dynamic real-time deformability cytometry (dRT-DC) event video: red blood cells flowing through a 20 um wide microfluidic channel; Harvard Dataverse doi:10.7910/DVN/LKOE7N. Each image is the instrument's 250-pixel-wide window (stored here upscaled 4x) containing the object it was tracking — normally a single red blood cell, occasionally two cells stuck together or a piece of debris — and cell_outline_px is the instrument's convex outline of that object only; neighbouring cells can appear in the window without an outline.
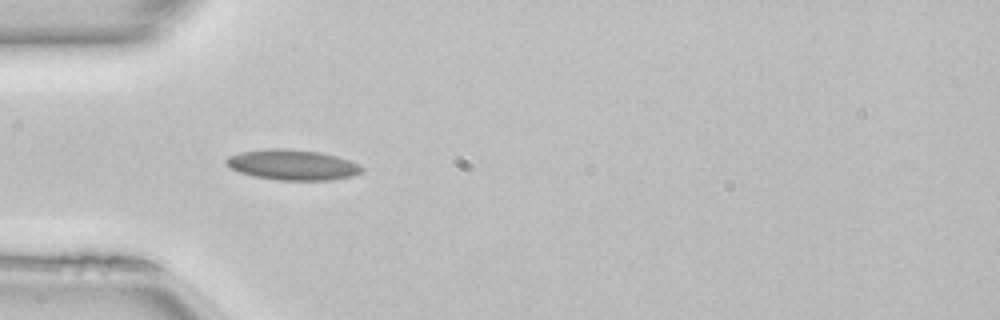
{"species": "common noctule bat (a hibernating species)", "species_latin": "Nyctalus noctula", "temperature_condition": "room temperature", "stored_images_in_passage": 36, "camera_frame_rate_fps": 3000, "um_per_image_px": 0.085, "animal": {"sex": "female", "body_mass_g": 22.7, "forearm_length_mm": 54.2}, "frame": {"image": 1, "passage_image": 1, "time_ms": 0.0, "image_size_px": [1000, 320], "cell_outline_px": [[364, 172], [352, 176], [332, 180], [276, 180], [256, 176], [240, 172], [232, 168], [224, 160], [228, 156], [240, 152], [268, 148], [288, 148], [320, 152], [336, 156], [360, 164], [364, 168]], "centroid_in_image_um": [24.9, 14.0], "position_along_channel_um": 60.1, "area_um2": 24.1}}
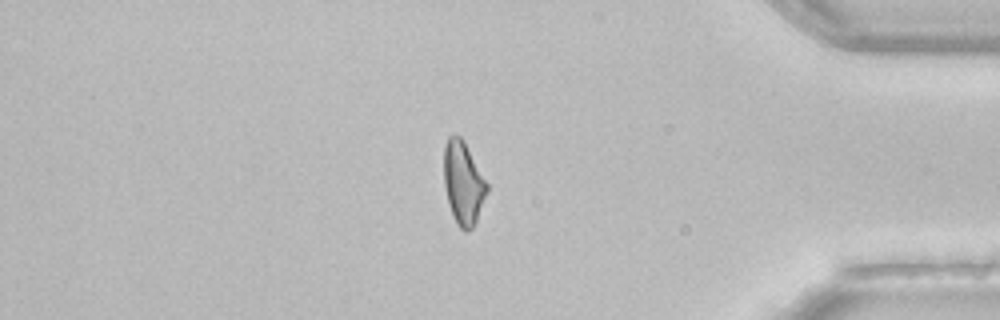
{"frame": {"image": 2, "passage_image": 28, "time_ms": 9.0, "image_size_px": [1000, 320], "cell_outline_px": [[488, 192], [476, 220], [472, 228], [468, 232], [464, 232], [456, 224], [448, 204], [444, 184], [444, 144], [448, 136], [460, 136], [464, 140], [488, 184]], "centroid_in_image_um": [39.37, 15.56], "position_along_channel_um": 395.8, "area_um2": 20.92}}
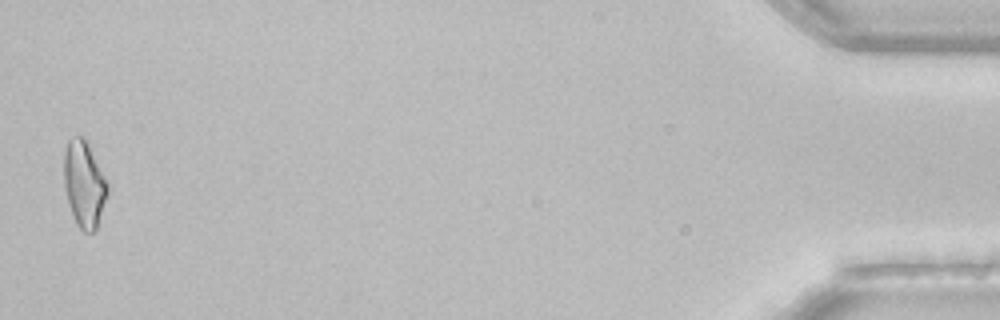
{"frame": {"image": 3, "passage_image": 35, "time_ms": 11.333, "image_size_px": [1000, 320], "cell_outline_px": [[108, 192], [96, 228], [92, 232], [84, 232], [76, 224], [68, 204], [64, 188], [64, 152], [68, 140], [72, 136], [84, 136], [88, 140], [108, 184]], "centroid_in_image_um": [7.14, 15.59], "position_along_channel_um": 428.1, "area_um2": 22.08}, "authors_computed_cell_mechanics": {"area_um2": 21.4727, "velocity_mm_per_s": 4.1156, "shape_relaxation_time_tau1_ms": null, "shape_relaxation_time_tau2_ms": 2.9228, "deformation_change_tau1": null, "deformation_change_tau2": 0.0995}}